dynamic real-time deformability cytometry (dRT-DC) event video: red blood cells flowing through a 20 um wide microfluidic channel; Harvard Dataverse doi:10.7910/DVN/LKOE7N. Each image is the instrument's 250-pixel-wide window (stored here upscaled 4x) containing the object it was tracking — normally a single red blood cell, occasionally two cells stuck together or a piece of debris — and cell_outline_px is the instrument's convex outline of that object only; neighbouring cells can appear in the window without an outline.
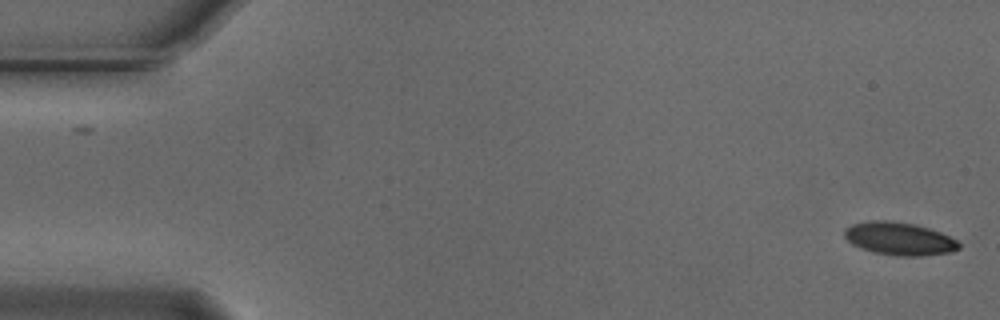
{"species": "Egyptian fruit bat (a non-hibernating species)", "species_latin": "Rousettus aegyptiacus", "temperature_condition": "cold", "stored_images_in_passage": 55, "camera_frame_rate_fps": 3000, "um_per_image_px": 0.085, "animal": {"sex": "male"}, "frame": {"image": 1, "passage_image": 1, "time_ms": 0.0, "image_size_px": [1000, 320], "cell_outline_px": [[960, 248], [952, 252], [920, 256], [896, 256], [872, 252], [860, 248], [852, 244], [844, 236], [844, 228], [852, 224], [872, 220], [892, 220], [916, 224], [940, 232], [956, 240], [960, 244]], "centroid_in_image_um": [76.42, 20.29], "position_along_channel_um": 8.6, "area_um2": 22.14}}
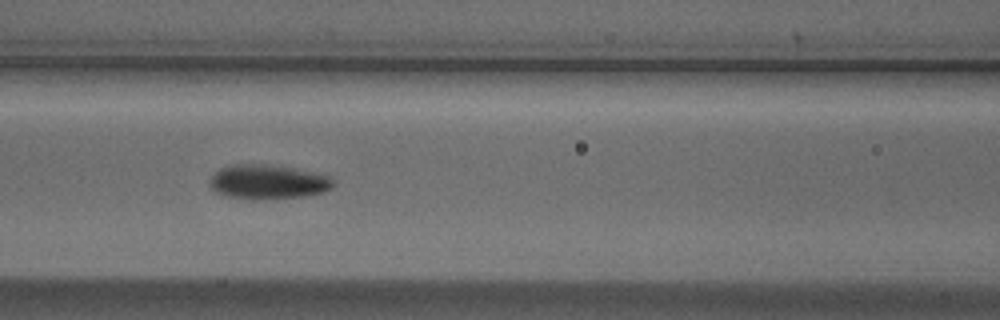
{"frame": {"image": 2, "passage_image": 23, "time_ms": 7.333, "image_size_px": [1000, 320], "cell_outline_px": [[336, 184], [332, 188], [324, 192], [304, 196], [256, 200], [252, 200], [224, 196], [216, 192], [212, 188], [212, 176], [220, 168], [228, 164], [264, 164], [292, 168], [312, 172], [328, 176]], "centroid_in_image_um": [22.77, 15.47], "position_along_channel_um": 143.8, "area_um2": 24.74}}
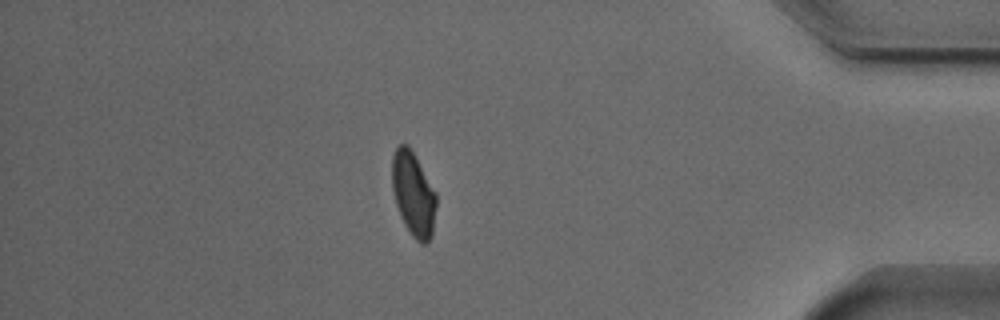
{"frame": {"image": 3, "passage_image": 47, "time_ms": 15.333, "image_size_px": [1000, 320], "cell_outline_px": [[436, 204], [432, 236], [424, 244], [420, 244], [412, 236], [404, 224], [400, 216], [396, 204], [392, 188], [392, 156], [396, 148], [400, 144], [408, 144], [416, 156], [436, 192]], "centroid_in_image_um": [35.13, 16.48], "position_along_channel_um": 400.1, "area_um2": 21.79}, "authors_computed_cell_mechanics": {"area_um2": 22.3686, "velocity_mm_per_s": 3.7187, "shape_relaxation_time_tau1_ms": 2.4853, "shape_relaxation_time_tau2_ms": 1.6436, "deformation_change_tau1": 0.111, "deformation_change_tau2": 0.0527}}